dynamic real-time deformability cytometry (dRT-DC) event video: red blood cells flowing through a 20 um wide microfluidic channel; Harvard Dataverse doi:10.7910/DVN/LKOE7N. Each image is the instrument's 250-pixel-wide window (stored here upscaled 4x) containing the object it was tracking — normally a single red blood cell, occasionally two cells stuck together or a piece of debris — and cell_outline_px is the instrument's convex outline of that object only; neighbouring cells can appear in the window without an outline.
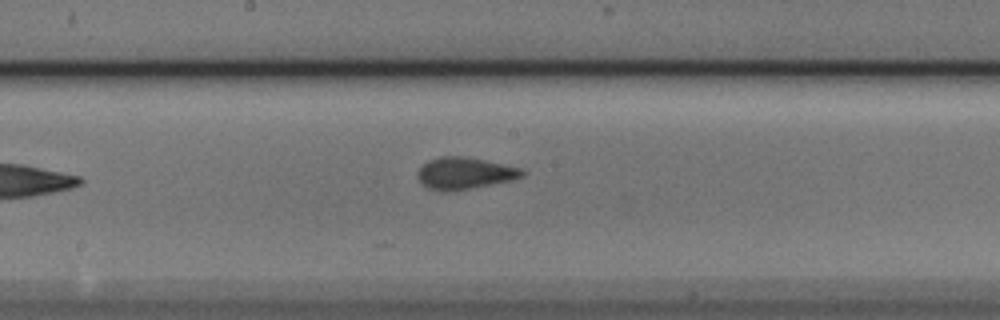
{"species": "Egyptian fruit bat (a non-hibernating species)", "species_latin": "Rousettus aegyptiacus", "temperature_condition": "cold", "stored_images_in_passage": 5, "camera_frame_rate_fps": 3000, "um_per_image_px": 0.085, "animal": {"sex": "male"}, "frame": {"image": 1, "passage_image": 5, "time_ms": 1.333, "image_size_px": [1000, 320], "cell_outline_px": [[528, 172], [524, 176], [512, 180], [472, 188], [448, 192], [436, 192], [428, 188], [420, 180], [420, 168], [428, 160], [440, 156], [464, 156], [484, 160], [520, 168]], "centroid_in_image_um": [39.53, 14.74], "position_along_channel_um": 208.7, "area_um2": 19.31}}